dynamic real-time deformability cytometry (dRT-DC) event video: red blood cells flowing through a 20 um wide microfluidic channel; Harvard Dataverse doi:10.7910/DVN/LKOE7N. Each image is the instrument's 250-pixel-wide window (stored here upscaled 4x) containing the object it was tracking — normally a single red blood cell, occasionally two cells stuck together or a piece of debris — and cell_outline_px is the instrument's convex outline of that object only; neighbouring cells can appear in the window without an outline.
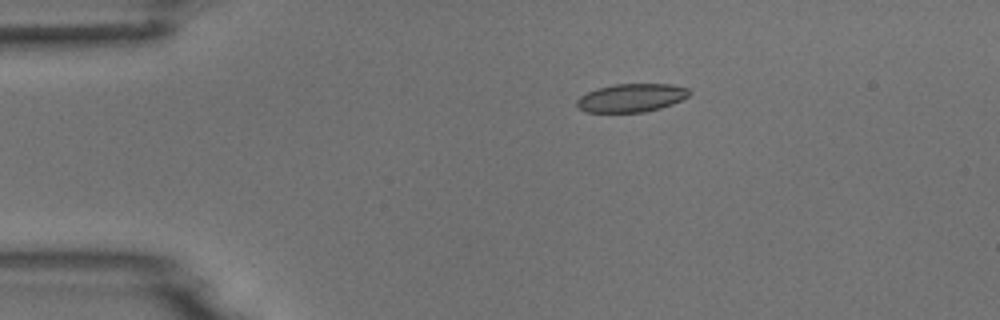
{"species": "common noctule bat (a hibernating species)", "species_latin": "Nyctalus noctula", "temperature_condition": "room temperature", "stored_images_in_passage": 7, "camera_frame_rate_fps": 3000, "um_per_image_px": 0.085, "animal": {"sex": "male", "body_mass_g": 18.8}, "frame": {"image": 1, "passage_image": 3, "time_ms": 2.333, "image_size_px": [1000, 320], "cell_outline_px": [[692, 92], [688, 96], [672, 104], [660, 108], [644, 112], [584, 112], [576, 104], [576, 100], [580, 96], [596, 88], [616, 84], [672, 84], [688, 88]], "centroid_in_image_um": [53.67, 8.31], "position_along_channel_um": 31.3, "area_um2": 18.55}}
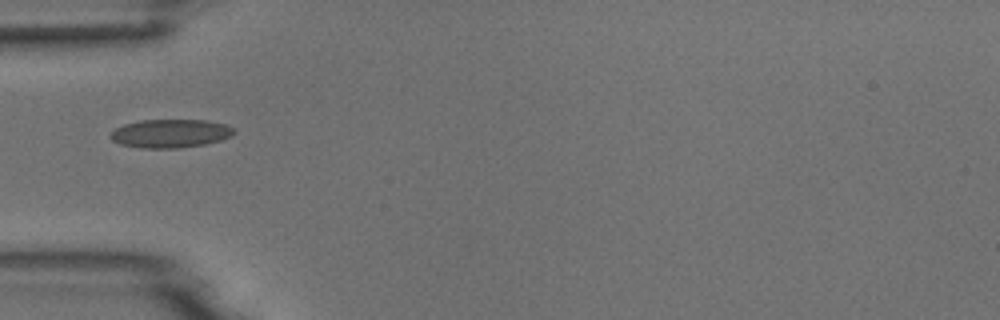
{"frame": {"image": 2, "passage_image": 5, "time_ms": 4.667, "image_size_px": [1000, 320], "cell_outline_px": [[236, 132], [232, 136], [220, 140], [204, 144], [180, 148], [140, 148], [120, 144], [112, 140], [108, 136], [116, 128], [124, 124], [140, 120], [208, 120], [228, 124], [236, 128]], "centroid_in_image_um": [14.52, 11.34], "position_along_channel_um": 70.5, "area_um2": 20.75}}